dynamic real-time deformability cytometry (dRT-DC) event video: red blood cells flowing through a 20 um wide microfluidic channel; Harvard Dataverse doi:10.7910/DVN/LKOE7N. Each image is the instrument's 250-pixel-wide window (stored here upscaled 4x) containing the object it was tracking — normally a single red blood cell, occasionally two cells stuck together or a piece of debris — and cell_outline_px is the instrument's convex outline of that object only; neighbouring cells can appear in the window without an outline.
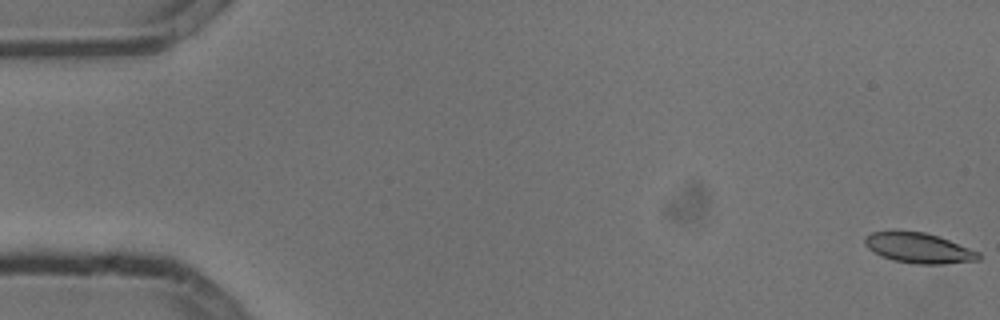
{"species": "common noctule bat (a hibernating species)", "species_latin": "Nyctalus noctula", "temperature_condition": "cold", "stored_images_in_passage": 6, "camera_frame_rate_fps": 3000, "um_per_image_px": 0.085, "animal": {"sex": "male", "body_mass_g": 13.3}, "frame": {"image": 1, "passage_image": 1, "time_ms": 0.0, "image_size_px": [1000, 320], "cell_outline_px": [[980, 260], [944, 264], [916, 264], [892, 260], [880, 256], [868, 248], [864, 244], [864, 236], [872, 232], [924, 232], [948, 240], [980, 252]], "centroid_in_image_um": [78.08, 21.1], "position_along_channel_um": 6.9, "area_um2": 19.83}}
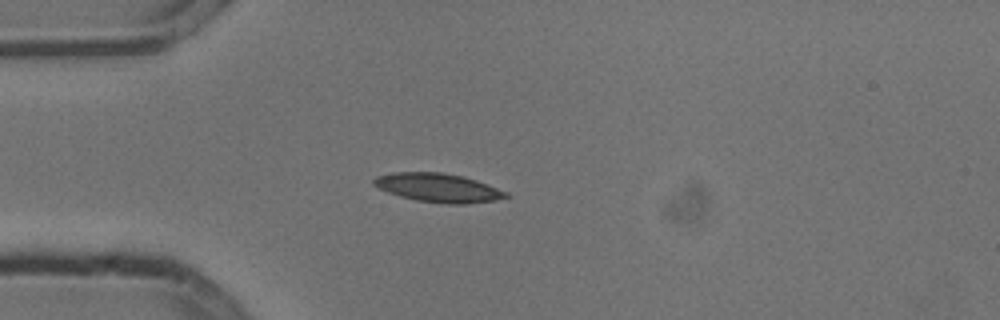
{"frame": {"image": 2, "passage_image": 5, "time_ms": 1.333, "image_size_px": [1000, 320], "cell_outline_px": [[512, 196], [492, 200], [468, 204], [448, 204], [416, 200], [400, 196], [388, 192], [372, 184], [372, 180], [376, 176], [392, 172], [440, 172], [464, 176], [476, 180], [508, 192]], "centroid_in_image_um": [37.24, 15.95], "position_along_channel_um": 47.8, "area_um2": 22.14}}